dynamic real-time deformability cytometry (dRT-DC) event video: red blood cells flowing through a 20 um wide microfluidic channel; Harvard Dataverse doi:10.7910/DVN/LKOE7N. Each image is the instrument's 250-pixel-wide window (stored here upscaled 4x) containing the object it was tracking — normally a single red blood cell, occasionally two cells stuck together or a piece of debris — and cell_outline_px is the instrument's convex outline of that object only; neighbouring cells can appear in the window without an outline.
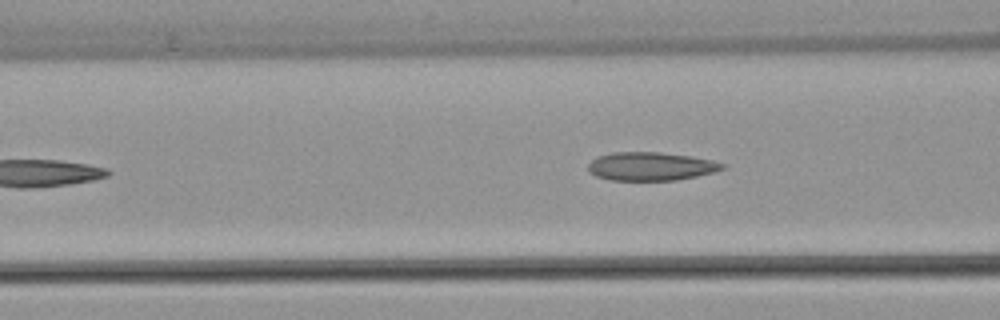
{"species": "common noctule bat (a hibernating species)", "species_latin": "Nyctalus noctula", "temperature_condition": "warm", "stored_images_in_passage": 3, "camera_frame_rate_fps": 3000, "um_per_image_px": 0.085, "animal": {"sex": "female", "body_mass_g": 22.7, "forearm_length_mm": 54.2}, "frame": {"image": 1, "passage_image": 3, "time_ms": 0.667, "image_size_px": [1000, 320], "cell_outline_px": [[728, 168], [716, 172], [676, 180], [608, 180], [596, 176], [588, 172], [588, 164], [596, 156], [612, 152], [660, 152], [692, 156], [712, 160], [728, 164]], "centroid_in_image_um": [55.36, 14.13], "position_along_channel_um": 111.2, "area_um2": 22.6}}